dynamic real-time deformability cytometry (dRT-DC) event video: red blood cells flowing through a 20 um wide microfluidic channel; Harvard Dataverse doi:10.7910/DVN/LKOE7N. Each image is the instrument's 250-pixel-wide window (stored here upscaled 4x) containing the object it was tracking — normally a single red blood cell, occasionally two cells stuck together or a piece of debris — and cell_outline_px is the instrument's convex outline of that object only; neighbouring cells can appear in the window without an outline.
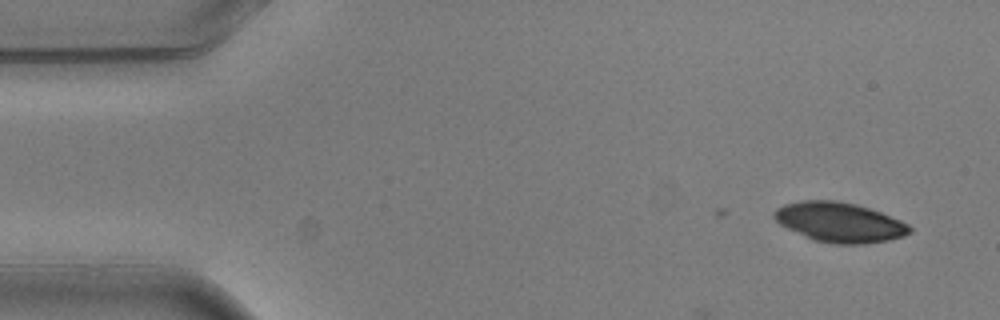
{"species": "common noctule bat (a hibernating species)", "species_latin": "Nyctalus noctula", "temperature_condition": "warm", "stored_images_in_passage": 3, "camera_frame_rate_fps": 3000, "um_per_image_px": 0.085, "animal": {"sex": "male", "body_mass_g": 20.5, "forearm_length_mm": 52.5}, "frame": {"image": 1, "passage_image": 3, "time_ms": 0.667, "image_size_px": [1000, 320], "cell_outline_px": [[912, 232], [904, 236], [888, 240], [864, 244], [832, 244], [812, 240], [780, 224], [772, 216], [772, 212], [776, 208], [784, 204], [800, 200], [836, 200], [856, 204], [880, 212], [900, 220], [908, 224], [912, 228]], "centroid_in_image_um": [71.34, 18.89], "position_along_channel_um": 13.7, "area_um2": 31.56}}